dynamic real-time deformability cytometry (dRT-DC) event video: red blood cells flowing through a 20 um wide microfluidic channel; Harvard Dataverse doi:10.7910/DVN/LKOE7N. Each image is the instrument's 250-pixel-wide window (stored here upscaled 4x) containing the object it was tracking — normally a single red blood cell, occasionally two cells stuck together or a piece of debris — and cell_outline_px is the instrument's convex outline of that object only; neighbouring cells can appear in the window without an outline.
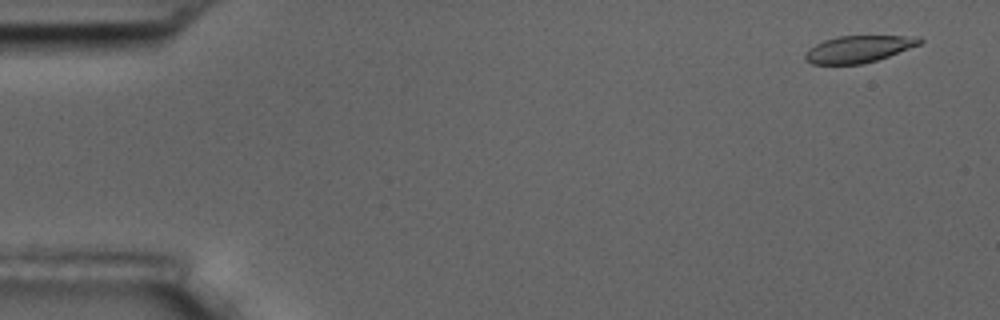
{"species": "common noctule bat (a hibernating species)", "species_latin": "Nyctalus noctula", "temperature_condition": "room temperature", "stored_images_in_passage": 3, "camera_frame_rate_fps": 3000, "um_per_image_px": 0.085, "animal": {"sex": "male", "body_mass_g": 17.5, "forearm_length_mm": 52.3}, "frame": {"image": 1, "passage_image": 3, "time_ms": 2.333, "image_size_px": [1000, 320], "cell_outline_px": [[924, 40], [920, 44], [888, 56], [864, 64], [812, 64], [804, 60], [804, 56], [808, 48], [824, 40], [836, 36], [920, 36]], "centroid_in_image_um": [72.95, 4.17], "position_along_channel_um": 12.0, "area_um2": 17.98}}